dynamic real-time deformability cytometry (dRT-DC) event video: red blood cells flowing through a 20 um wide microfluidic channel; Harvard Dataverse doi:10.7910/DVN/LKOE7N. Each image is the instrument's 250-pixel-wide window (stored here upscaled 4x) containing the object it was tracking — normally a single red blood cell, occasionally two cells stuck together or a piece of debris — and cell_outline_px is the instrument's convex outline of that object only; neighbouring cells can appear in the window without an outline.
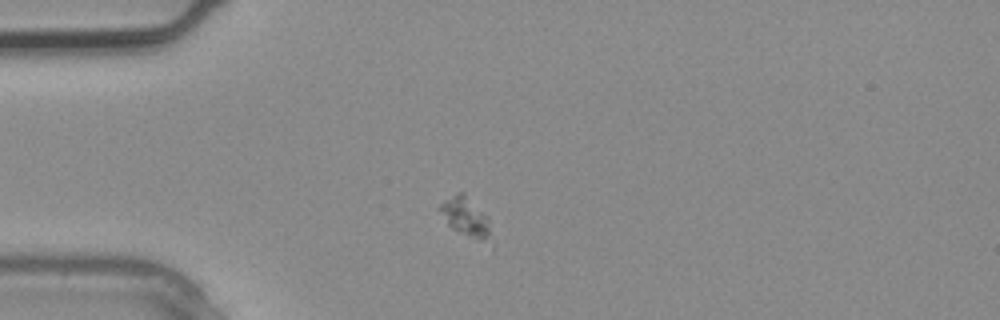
{"species": "common noctule bat (a hibernating species)", "species_latin": "Nyctalus noctula", "temperature_condition": "warm", "stored_images_in_passage": 2, "camera_frame_rate_fps": 3000, "um_per_image_px": 0.085, "animal": {"sex": "male", "body_mass_g": 20.4}, "frame": {"image": 1, "passage_image": 2, "time_ms": 0.333, "image_size_px": [1000, 320], "cell_outline_px": [[488, 232], [484, 240], [480, 240], [456, 232], [448, 224], [436, 208], [444, 200], [460, 192], [464, 192], [488, 216]], "centroid_in_image_um": [39.5, 18.37], "position_along_channel_um": 45.5, "area_um2": 11.21}}